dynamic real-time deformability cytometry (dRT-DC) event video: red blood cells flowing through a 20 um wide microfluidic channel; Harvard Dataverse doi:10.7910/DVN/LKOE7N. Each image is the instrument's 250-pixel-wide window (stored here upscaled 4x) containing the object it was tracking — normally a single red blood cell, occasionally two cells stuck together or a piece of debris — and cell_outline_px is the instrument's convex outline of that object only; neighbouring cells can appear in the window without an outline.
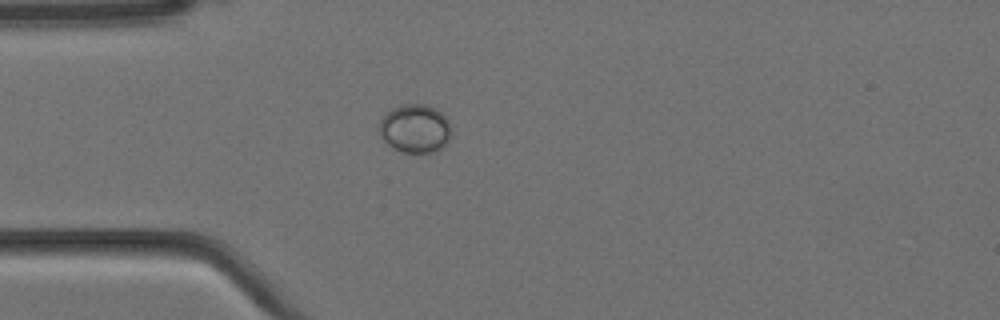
{"species": "Egyptian fruit bat (a non-hibernating species)", "species_latin": "Rousettus aegyptiacus", "temperature_condition": "cold", "stored_images_in_passage": 2, "camera_frame_rate_fps": 3000, "um_per_image_px": 0.085, "animal": {"sex": "female"}, "frame": {"image": 1, "passage_image": 2, "time_ms": 0.333, "image_size_px": [1000, 320], "cell_outline_px": [[452, 136], [444, 148], [432, 152], [400, 152], [392, 148], [380, 136], [380, 120], [392, 108], [400, 104], [428, 104], [436, 108], [448, 120], [452, 128]], "centroid_in_image_um": [35.32, 10.93], "position_along_channel_um": 49.7, "area_um2": 20.69}}